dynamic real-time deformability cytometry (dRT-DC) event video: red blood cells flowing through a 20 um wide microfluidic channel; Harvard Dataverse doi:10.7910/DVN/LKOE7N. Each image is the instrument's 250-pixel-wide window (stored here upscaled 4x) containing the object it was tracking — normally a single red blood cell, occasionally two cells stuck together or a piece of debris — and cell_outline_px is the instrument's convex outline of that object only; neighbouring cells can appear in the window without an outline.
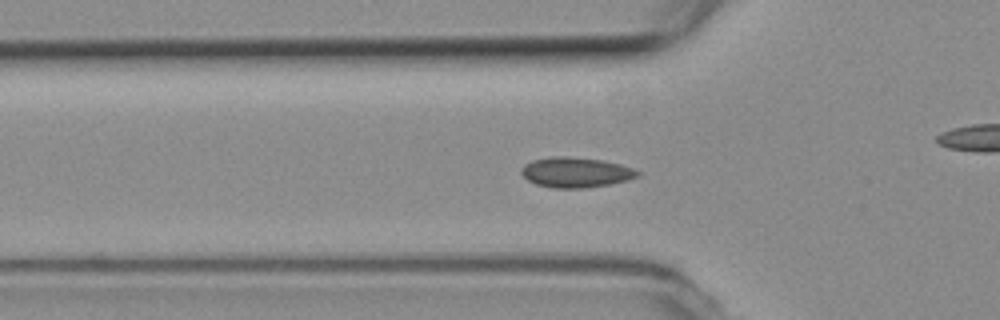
{"species": "common noctule bat (a hibernating species)", "species_latin": "Nyctalus noctula", "temperature_condition": "room temperature", "stored_images_in_passage": 54, "camera_frame_rate_fps": 3000, "um_per_image_px": 0.085, "animal": {"sex": "female", "body_mass_g": 19.3, "forearm_length_mm": 54.1}, "frame": {"image": 1, "passage_image": 17, "time_ms": 5.333, "image_size_px": [1000, 320], "cell_outline_px": [[640, 176], [628, 180], [608, 184], [584, 188], [552, 188], [536, 184], [528, 180], [520, 172], [520, 168], [524, 164], [532, 160], [552, 156], [568, 156], [600, 160], [620, 164], [632, 168], [640, 172]], "centroid_in_image_um": [48.91, 14.65], "position_along_channel_um": 76.9, "area_um2": 20.46}}
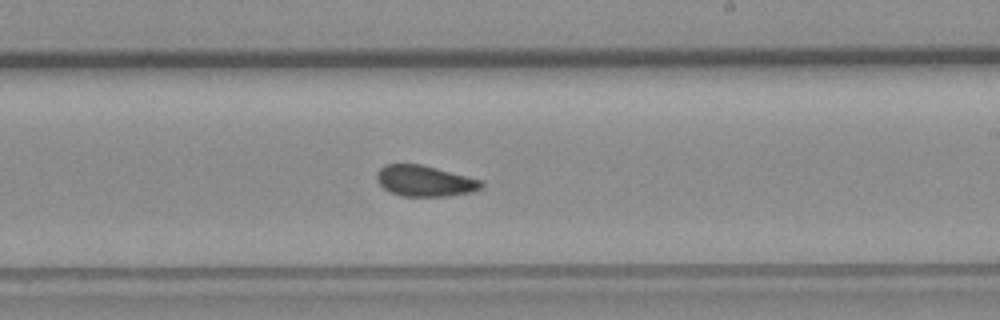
{"frame": {"image": 2, "passage_image": 31, "time_ms": 10.0, "image_size_px": [1000, 320], "cell_outline_px": [[484, 184], [480, 188], [472, 192], [448, 196], [400, 196], [384, 188], [376, 180], [376, 176], [380, 168], [384, 164], [420, 164], [484, 180]], "centroid_in_image_um": [36.12, 15.38], "position_along_channel_um": 252.9, "area_um2": 18.84}}
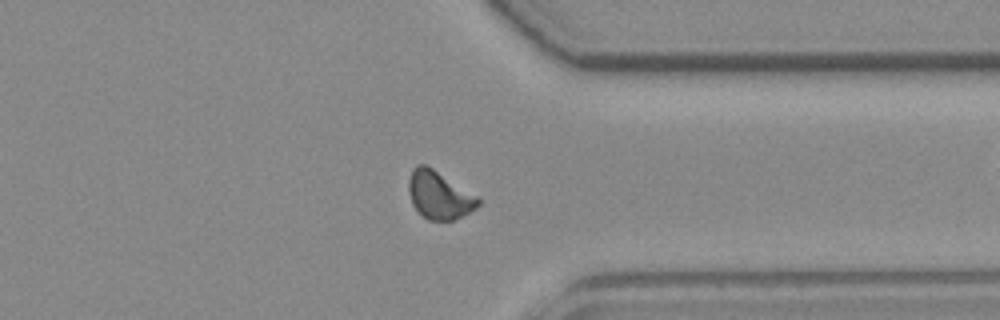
{"frame": {"image": 3, "passage_image": 41, "time_ms": 13.333, "image_size_px": [1000, 320], "cell_outline_px": [[480, 204], [476, 208], [452, 220], [428, 220], [412, 204], [408, 192], [408, 180], [412, 168], [416, 164], [424, 164], [432, 168], [476, 196], [480, 200]], "centroid_in_image_um": [37.28, 16.57], "position_along_channel_um": 374.1, "area_um2": 18.96}, "authors_computed_cell_mechanics": {"area_um2": 19.074, "velocity_mm_per_s": 3.7621, "shape_relaxation_time_tau1_ms": null, "shape_relaxation_time_tau2_ms": 5.532, "deformation_change_tau1": null, "deformation_change_tau2": 0.0658}}